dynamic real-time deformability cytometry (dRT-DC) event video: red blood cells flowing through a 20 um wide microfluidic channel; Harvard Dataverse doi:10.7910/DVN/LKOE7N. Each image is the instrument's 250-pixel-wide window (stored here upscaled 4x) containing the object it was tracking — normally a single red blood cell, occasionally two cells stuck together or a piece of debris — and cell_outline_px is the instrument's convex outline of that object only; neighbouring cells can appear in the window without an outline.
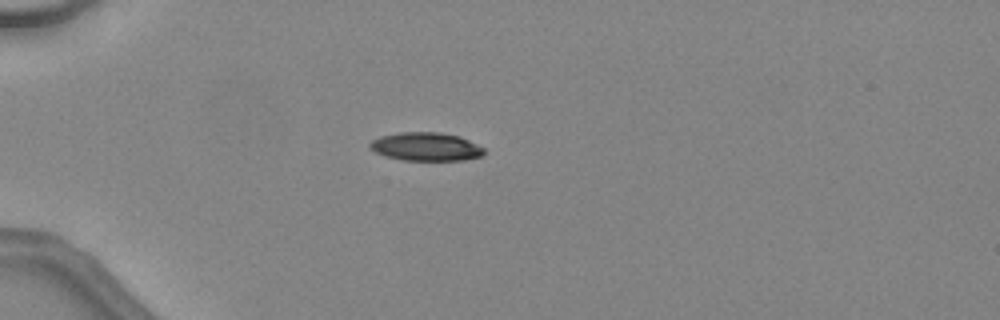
{"species": "common noctule bat (a hibernating species)", "species_latin": "Nyctalus noctula", "temperature_condition": "warm", "stored_images_in_passage": 33, "camera_frame_rate_fps": 3000, "um_per_image_px": 0.085, "animal": {"sex": "female", "body_mass_g": 24.6, "forearm_length_mm": 56.2}, "frame": {"image": 1, "passage_image": 1, "time_ms": 0.0, "image_size_px": [1000, 320], "cell_outline_px": [[484, 152], [480, 156], [464, 160], [404, 160], [384, 156], [368, 148], [368, 144], [372, 140], [380, 136], [400, 132], [440, 132], [460, 136], [484, 148]], "centroid_in_image_um": [36.16, 12.46], "position_along_channel_um": 48.8, "area_um2": 18.9}}
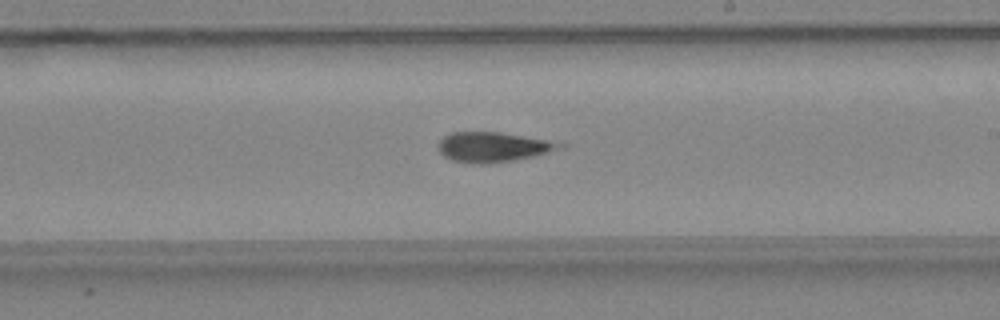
{"frame": {"image": 2, "passage_image": 16, "time_ms": 5.0, "image_size_px": [1000, 320], "cell_outline_px": [[568, 144], [564, 148], [532, 156], [512, 160], [484, 164], [472, 164], [452, 160], [444, 156], [440, 152], [440, 140], [444, 136], [452, 132], [500, 132], [548, 140]], "centroid_in_image_um": [41.93, 12.49], "position_along_channel_um": 247.1, "area_um2": 20.98}}
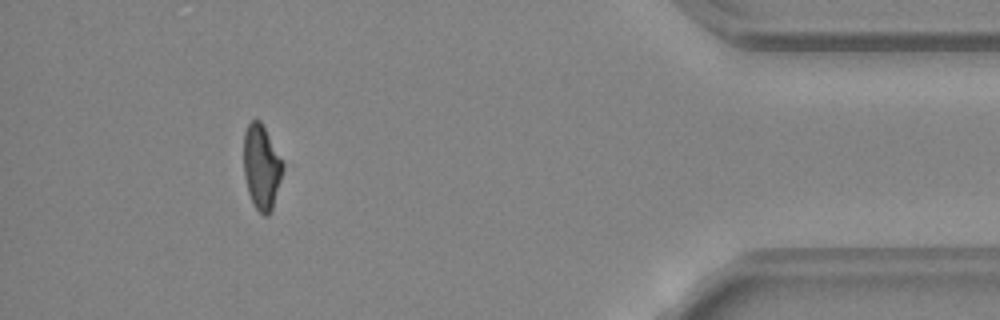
{"frame": {"image": 3, "passage_image": 30, "time_ms": 9.667, "image_size_px": [1000, 320], "cell_outline_px": [[284, 168], [272, 212], [268, 216], [264, 216], [252, 204], [248, 192], [244, 176], [244, 132], [248, 124], [252, 120], [260, 120], [284, 164]], "centroid_in_image_um": [22.23, 14.25], "position_along_channel_um": 413.0, "area_um2": 19.36}, "authors_computed_cell_mechanics": {"area_um2": 20.6924, "velocity_mm_per_s": 4.563, "shape_relaxation_time_tau1_ms": null, "shape_relaxation_time_tau2_ms": 2.6561, "deformation_change_tau1": null, "deformation_change_tau2": 0.1112}}